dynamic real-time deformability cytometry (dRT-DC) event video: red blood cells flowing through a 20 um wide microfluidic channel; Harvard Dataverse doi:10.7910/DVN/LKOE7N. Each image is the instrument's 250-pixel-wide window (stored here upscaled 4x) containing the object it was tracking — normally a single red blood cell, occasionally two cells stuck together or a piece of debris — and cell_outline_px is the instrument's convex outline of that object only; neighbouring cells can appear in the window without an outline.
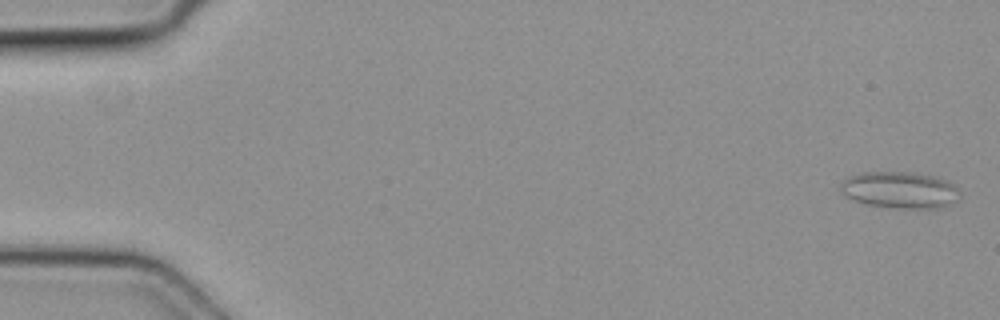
{"species": "common noctule bat (a hibernating species)", "species_latin": "Nyctalus noctula", "temperature_condition": "cold", "stored_images_in_passage": 4, "camera_frame_rate_fps": 3000, "um_per_image_px": 0.085, "animal": {"sex": "female", "body_mass_g": 19.3, "forearm_length_mm": 54.1}, "frame": {"image": 1, "passage_image": 1, "time_ms": 0.0, "image_size_px": [1000, 320], "cell_outline_px": [[960, 196], [956, 200], [948, 204], [936, 208], [896, 208], [868, 204], [856, 200], [848, 196], [840, 188], [840, 184], [844, 180], [852, 176], [864, 172], [912, 172], [932, 176], [948, 180], [956, 188]], "centroid_in_image_um": [76.51, 16.14], "position_along_channel_um": 8.5, "area_um2": 24.91}}